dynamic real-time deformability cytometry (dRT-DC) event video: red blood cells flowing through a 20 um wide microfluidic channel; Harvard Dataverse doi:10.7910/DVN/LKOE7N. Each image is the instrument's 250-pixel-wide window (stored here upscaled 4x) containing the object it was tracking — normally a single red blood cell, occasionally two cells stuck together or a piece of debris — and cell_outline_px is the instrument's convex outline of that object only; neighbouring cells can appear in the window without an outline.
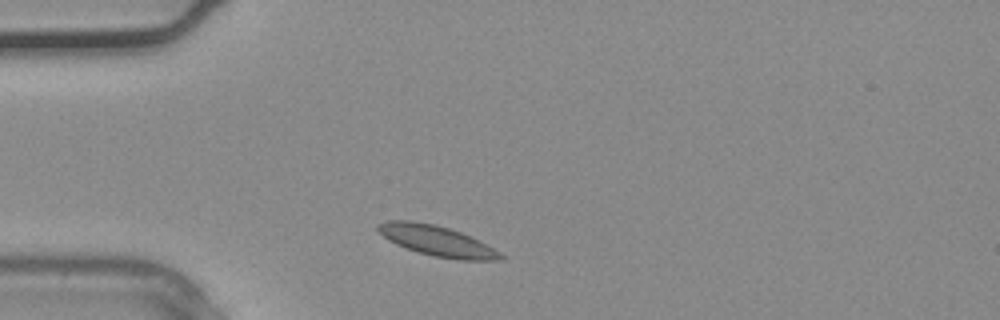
{"species": "common noctule bat (a hibernating species)", "species_latin": "Nyctalus noctula", "temperature_condition": "warm", "stored_images_in_passage": 5, "segment_of_instrument_passage": [2, 2], "camera_frame_rate_fps": 3000, "um_per_image_px": 0.085, "animal": {"sex": "male", "body_mass_g": 20.4}, "frame": {"image": 1, "passage_image": 5, "time_ms": 1.333, "image_size_px": [1000, 320], "cell_outline_px": [[504, 260], [460, 260], [432, 256], [396, 244], [388, 240], [376, 228], [376, 224], [388, 220], [412, 220], [436, 224], [472, 236], [500, 252], [504, 256]], "centroid_in_image_um": [37.15, 20.46], "position_along_channel_um": 47.9, "area_um2": 21.73}}